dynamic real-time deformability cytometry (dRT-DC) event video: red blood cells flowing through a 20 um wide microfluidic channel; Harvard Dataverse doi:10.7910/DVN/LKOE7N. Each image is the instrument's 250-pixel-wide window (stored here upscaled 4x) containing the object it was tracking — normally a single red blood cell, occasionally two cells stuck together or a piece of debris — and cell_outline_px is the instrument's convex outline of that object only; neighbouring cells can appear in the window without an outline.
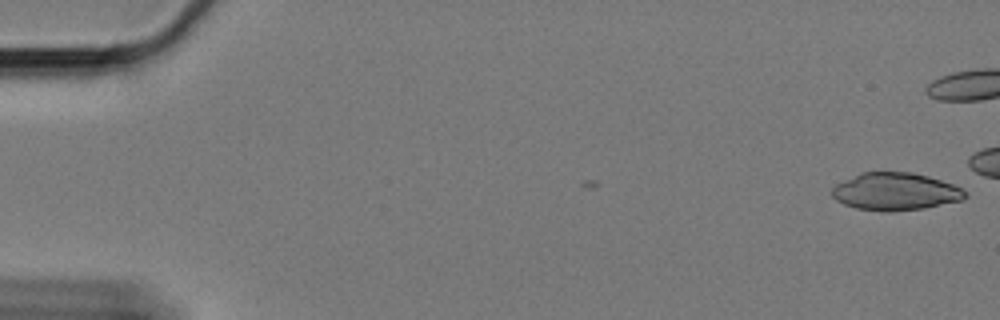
{"species": "Egyptian fruit bat (a non-hibernating species)", "species_latin": "Rousettus aegyptiacus", "temperature_condition": "cold", "stored_images_in_passage": 3, "camera_frame_rate_fps": 3000, "um_per_image_px": 0.085, "animal": {"sex": "female"}, "frame": {"image": 1, "passage_image": 3, "time_ms": 0.667, "image_size_px": [1000, 320], "cell_outline_px": [[968, 196], [964, 200], [924, 208], [892, 212], [888, 212], [856, 208], [844, 204], [836, 200], [832, 196], [832, 188], [836, 184], [860, 172], [912, 172], [928, 176], [952, 184], [968, 192]], "centroid_in_image_um": [76.12, 16.29], "position_along_channel_um": 8.9, "area_um2": 29.25}}